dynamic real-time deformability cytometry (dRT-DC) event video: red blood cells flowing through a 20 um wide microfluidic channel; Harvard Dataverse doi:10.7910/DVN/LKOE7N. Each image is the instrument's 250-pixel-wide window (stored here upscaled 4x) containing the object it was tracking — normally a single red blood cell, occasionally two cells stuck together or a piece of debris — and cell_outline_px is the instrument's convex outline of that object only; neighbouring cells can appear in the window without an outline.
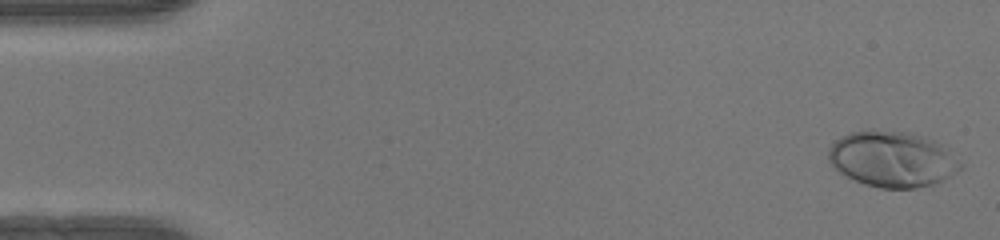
{"species": "human", "species_latin": "Homo sapiens", "temperature_condition": "warm", "stored_images_in_passage": 50, "camera_frame_rate_fps": 3000, "um_per_image_px": 0.085, "donor": {"sex": "female"}, "frame": {"image": 1, "passage_image": 1, "time_ms": 0.0, "image_size_px": [1000, 240], "cell_outline_px": [[964, 164], [956, 172], [932, 184], [916, 188], [880, 188], [864, 184], [840, 172], [828, 160], [828, 148], [840, 136], [852, 132], [872, 128], [908, 132], [924, 136], [936, 140], [944, 144]], "centroid_in_image_um": [75.86, 13.49], "position_along_channel_um": 9.1, "area_um2": 43.29}}
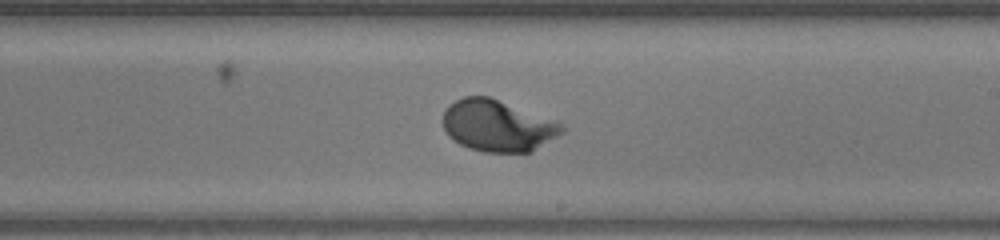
{"frame": {"image": 2, "passage_image": 29, "time_ms": 9.333, "image_size_px": [1000, 240], "cell_outline_px": [[568, 128], [564, 132], [532, 152], [484, 152], [468, 148], [460, 144], [448, 136], [444, 128], [444, 112], [448, 104], [464, 96], [488, 96], [556, 120], [564, 124]], "centroid_in_image_um": [42.34, 10.69], "position_along_channel_um": 246.7, "area_um2": 35.95}}
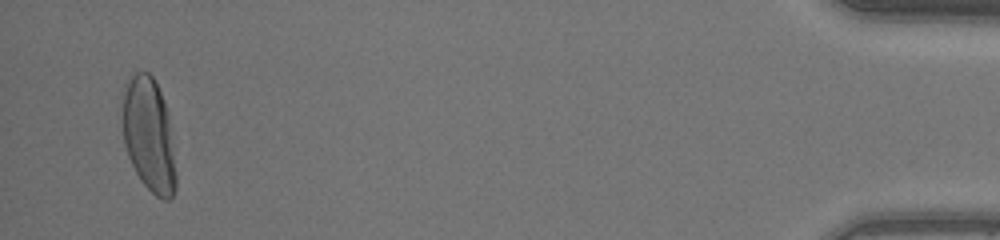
{"frame": {"image": 3, "passage_image": 48, "time_ms": 15.667, "image_size_px": [1000, 240], "cell_outline_px": [[176, 188], [172, 196], [168, 200], [164, 200], [156, 196], [140, 180], [128, 156], [124, 144], [124, 92], [128, 80], [136, 72], [148, 72], [152, 76], [160, 92], [168, 112], [176, 176]], "centroid_in_image_um": [12.67, 11.51], "position_along_channel_um": 422.5, "area_um2": 34.8}, "authors_computed_cell_mechanics": {"area_um2": 35.3736, "velocity_mm_per_s": 4.1301, "shape_relaxation_time_tau1_ms": 4.1101, "shape_relaxation_time_tau2_ms": null, "deformation_change_tau1": 0.2324, "deformation_change_tau2": null}}